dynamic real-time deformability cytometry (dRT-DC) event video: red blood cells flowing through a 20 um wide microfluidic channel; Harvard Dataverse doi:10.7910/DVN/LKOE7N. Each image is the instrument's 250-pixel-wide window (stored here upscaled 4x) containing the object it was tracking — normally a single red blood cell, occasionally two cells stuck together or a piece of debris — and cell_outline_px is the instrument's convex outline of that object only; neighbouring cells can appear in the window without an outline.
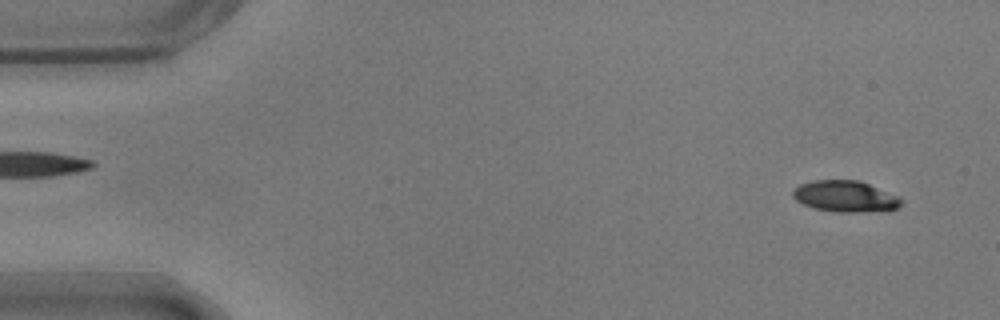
{"species": "common noctule bat (a hibernating species)", "species_latin": "Nyctalus noctula", "temperature_condition": "warm", "stored_images_in_passage": 6, "camera_frame_rate_fps": 3000, "um_per_image_px": 0.085, "animal": {"sex": "male", "body_mass_g": 17.9}, "frame": {"image": 1, "passage_image": 3, "time_ms": 0.667, "image_size_px": [1000, 320], "cell_outline_px": [[904, 204], [888, 212], [836, 212], [812, 208], [796, 200], [792, 196], [792, 192], [800, 184], [812, 180], [860, 180], [900, 196], [904, 200]], "centroid_in_image_um": [71.93, 16.7], "position_along_channel_um": 13.1, "area_um2": 20.29}}